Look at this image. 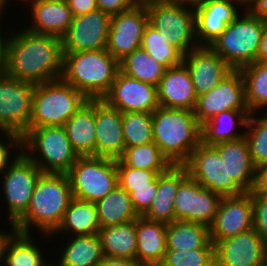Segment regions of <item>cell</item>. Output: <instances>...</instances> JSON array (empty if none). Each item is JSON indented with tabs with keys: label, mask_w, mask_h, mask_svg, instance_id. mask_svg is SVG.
<instances>
[{
	"label": "cell",
	"mask_w": 267,
	"mask_h": 266,
	"mask_svg": "<svg viewBox=\"0 0 267 266\" xmlns=\"http://www.w3.org/2000/svg\"><path fill=\"white\" fill-rule=\"evenodd\" d=\"M157 98L162 107L194 110L197 96L183 62L165 70L157 86Z\"/></svg>",
	"instance_id": "cell-23"
},
{
	"label": "cell",
	"mask_w": 267,
	"mask_h": 266,
	"mask_svg": "<svg viewBox=\"0 0 267 266\" xmlns=\"http://www.w3.org/2000/svg\"><path fill=\"white\" fill-rule=\"evenodd\" d=\"M101 229L95 202L72 198L56 233L74 236L98 234Z\"/></svg>",
	"instance_id": "cell-30"
},
{
	"label": "cell",
	"mask_w": 267,
	"mask_h": 266,
	"mask_svg": "<svg viewBox=\"0 0 267 266\" xmlns=\"http://www.w3.org/2000/svg\"><path fill=\"white\" fill-rule=\"evenodd\" d=\"M228 110H249L240 70H233L216 87L198 96L193 111L197 122L202 125L216 114Z\"/></svg>",
	"instance_id": "cell-14"
},
{
	"label": "cell",
	"mask_w": 267,
	"mask_h": 266,
	"mask_svg": "<svg viewBox=\"0 0 267 266\" xmlns=\"http://www.w3.org/2000/svg\"><path fill=\"white\" fill-rule=\"evenodd\" d=\"M141 48L166 69L183 62L184 55L149 23L143 32Z\"/></svg>",
	"instance_id": "cell-39"
},
{
	"label": "cell",
	"mask_w": 267,
	"mask_h": 266,
	"mask_svg": "<svg viewBox=\"0 0 267 266\" xmlns=\"http://www.w3.org/2000/svg\"><path fill=\"white\" fill-rule=\"evenodd\" d=\"M189 176L184 165H171L157 177V193L149 209L142 215L150 221L171 224L174 221V200L180 184Z\"/></svg>",
	"instance_id": "cell-24"
},
{
	"label": "cell",
	"mask_w": 267,
	"mask_h": 266,
	"mask_svg": "<svg viewBox=\"0 0 267 266\" xmlns=\"http://www.w3.org/2000/svg\"><path fill=\"white\" fill-rule=\"evenodd\" d=\"M167 224L147 220L142 216L136 219V260L143 266L160 264L166 253Z\"/></svg>",
	"instance_id": "cell-28"
},
{
	"label": "cell",
	"mask_w": 267,
	"mask_h": 266,
	"mask_svg": "<svg viewBox=\"0 0 267 266\" xmlns=\"http://www.w3.org/2000/svg\"><path fill=\"white\" fill-rule=\"evenodd\" d=\"M97 266H143L136 259L104 256Z\"/></svg>",
	"instance_id": "cell-51"
},
{
	"label": "cell",
	"mask_w": 267,
	"mask_h": 266,
	"mask_svg": "<svg viewBox=\"0 0 267 266\" xmlns=\"http://www.w3.org/2000/svg\"><path fill=\"white\" fill-rule=\"evenodd\" d=\"M125 148L153 142L152 114L145 112L122 113Z\"/></svg>",
	"instance_id": "cell-40"
},
{
	"label": "cell",
	"mask_w": 267,
	"mask_h": 266,
	"mask_svg": "<svg viewBox=\"0 0 267 266\" xmlns=\"http://www.w3.org/2000/svg\"><path fill=\"white\" fill-rule=\"evenodd\" d=\"M66 174L74 198L96 202L118 185L117 159L79 156Z\"/></svg>",
	"instance_id": "cell-9"
},
{
	"label": "cell",
	"mask_w": 267,
	"mask_h": 266,
	"mask_svg": "<svg viewBox=\"0 0 267 266\" xmlns=\"http://www.w3.org/2000/svg\"><path fill=\"white\" fill-rule=\"evenodd\" d=\"M255 114H250L247 123V132L245 137L250 149L251 160L257 167L267 163V116L255 117Z\"/></svg>",
	"instance_id": "cell-41"
},
{
	"label": "cell",
	"mask_w": 267,
	"mask_h": 266,
	"mask_svg": "<svg viewBox=\"0 0 267 266\" xmlns=\"http://www.w3.org/2000/svg\"><path fill=\"white\" fill-rule=\"evenodd\" d=\"M88 99L62 78L34 87L32 113L28 129L64 126Z\"/></svg>",
	"instance_id": "cell-6"
},
{
	"label": "cell",
	"mask_w": 267,
	"mask_h": 266,
	"mask_svg": "<svg viewBox=\"0 0 267 266\" xmlns=\"http://www.w3.org/2000/svg\"><path fill=\"white\" fill-rule=\"evenodd\" d=\"M10 233H7V232H4L1 231L0 232V266H2V248H3V244L7 238V236L9 235Z\"/></svg>",
	"instance_id": "cell-54"
},
{
	"label": "cell",
	"mask_w": 267,
	"mask_h": 266,
	"mask_svg": "<svg viewBox=\"0 0 267 266\" xmlns=\"http://www.w3.org/2000/svg\"><path fill=\"white\" fill-rule=\"evenodd\" d=\"M111 16L97 9L72 18L62 39V53L106 49Z\"/></svg>",
	"instance_id": "cell-15"
},
{
	"label": "cell",
	"mask_w": 267,
	"mask_h": 266,
	"mask_svg": "<svg viewBox=\"0 0 267 266\" xmlns=\"http://www.w3.org/2000/svg\"><path fill=\"white\" fill-rule=\"evenodd\" d=\"M73 17L97 10L96 0H66Z\"/></svg>",
	"instance_id": "cell-49"
},
{
	"label": "cell",
	"mask_w": 267,
	"mask_h": 266,
	"mask_svg": "<svg viewBox=\"0 0 267 266\" xmlns=\"http://www.w3.org/2000/svg\"><path fill=\"white\" fill-rule=\"evenodd\" d=\"M10 40H0V73H5L8 61V48Z\"/></svg>",
	"instance_id": "cell-53"
},
{
	"label": "cell",
	"mask_w": 267,
	"mask_h": 266,
	"mask_svg": "<svg viewBox=\"0 0 267 266\" xmlns=\"http://www.w3.org/2000/svg\"><path fill=\"white\" fill-rule=\"evenodd\" d=\"M148 24L145 5L111 16L106 50L119 62L135 49L141 48L142 36Z\"/></svg>",
	"instance_id": "cell-16"
},
{
	"label": "cell",
	"mask_w": 267,
	"mask_h": 266,
	"mask_svg": "<svg viewBox=\"0 0 267 266\" xmlns=\"http://www.w3.org/2000/svg\"><path fill=\"white\" fill-rule=\"evenodd\" d=\"M118 70L119 62L106 49L63 53L61 78L87 99H103Z\"/></svg>",
	"instance_id": "cell-4"
},
{
	"label": "cell",
	"mask_w": 267,
	"mask_h": 266,
	"mask_svg": "<svg viewBox=\"0 0 267 266\" xmlns=\"http://www.w3.org/2000/svg\"><path fill=\"white\" fill-rule=\"evenodd\" d=\"M119 159L128 167L156 171L159 174L171 166L154 142L127 147Z\"/></svg>",
	"instance_id": "cell-38"
},
{
	"label": "cell",
	"mask_w": 267,
	"mask_h": 266,
	"mask_svg": "<svg viewBox=\"0 0 267 266\" xmlns=\"http://www.w3.org/2000/svg\"><path fill=\"white\" fill-rule=\"evenodd\" d=\"M6 74L34 85L61 78L62 39L24 30L10 35Z\"/></svg>",
	"instance_id": "cell-1"
},
{
	"label": "cell",
	"mask_w": 267,
	"mask_h": 266,
	"mask_svg": "<svg viewBox=\"0 0 267 266\" xmlns=\"http://www.w3.org/2000/svg\"><path fill=\"white\" fill-rule=\"evenodd\" d=\"M97 8L113 16L131 9L135 4L132 0H96Z\"/></svg>",
	"instance_id": "cell-47"
},
{
	"label": "cell",
	"mask_w": 267,
	"mask_h": 266,
	"mask_svg": "<svg viewBox=\"0 0 267 266\" xmlns=\"http://www.w3.org/2000/svg\"><path fill=\"white\" fill-rule=\"evenodd\" d=\"M35 85L0 73V131L24 136L29 128Z\"/></svg>",
	"instance_id": "cell-11"
},
{
	"label": "cell",
	"mask_w": 267,
	"mask_h": 266,
	"mask_svg": "<svg viewBox=\"0 0 267 266\" xmlns=\"http://www.w3.org/2000/svg\"><path fill=\"white\" fill-rule=\"evenodd\" d=\"M8 1H10V0H0V15H2V13H4L2 11H5V8L7 7L5 5H7ZM0 20H1V18H0Z\"/></svg>",
	"instance_id": "cell-55"
},
{
	"label": "cell",
	"mask_w": 267,
	"mask_h": 266,
	"mask_svg": "<svg viewBox=\"0 0 267 266\" xmlns=\"http://www.w3.org/2000/svg\"><path fill=\"white\" fill-rule=\"evenodd\" d=\"M28 2V4L31 2V1H34V0H23V2Z\"/></svg>",
	"instance_id": "cell-58"
},
{
	"label": "cell",
	"mask_w": 267,
	"mask_h": 266,
	"mask_svg": "<svg viewBox=\"0 0 267 266\" xmlns=\"http://www.w3.org/2000/svg\"><path fill=\"white\" fill-rule=\"evenodd\" d=\"M78 156H96L95 99H88L63 126Z\"/></svg>",
	"instance_id": "cell-27"
},
{
	"label": "cell",
	"mask_w": 267,
	"mask_h": 266,
	"mask_svg": "<svg viewBox=\"0 0 267 266\" xmlns=\"http://www.w3.org/2000/svg\"><path fill=\"white\" fill-rule=\"evenodd\" d=\"M117 173L118 185L128 193L133 188L150 187L159 175L156 171L128 167L120 159H117Z\"/></svg>",
	"instance_id": "cell-43"
},
{
	"label": "cell",
	"mask_w": 267,
	"mask_h": 266,
	"mask_svg": "<svg viewBox=\"0 0 267 266\" xmlns=\"http://www.w3.org/2000/svg\"><path fill=\"white\" fill-rule=\"evenodd\" d=\"M153 142L171 165H184L201 142L194 111L159 106L152 113Z\"/></svg>",
	"instance_id": "cell-3"
},
{
	"label": "cell",
	"mask_w": 267,
	"mask_h": 266,
	"mask_svg": "<svg viewBox=\"0 0 267 266\" xmlns=\"http://www.w3.org/2000/svg\"><path fill=\"white\" fill-rule=\"evenodd\" d=\"M256 62L267 63V22H264V28L262 31L260 48H259Z\"/></svg>",
	"instance_id": "cell-52"
},
{
	"label": "cell",
	"mask_w": 267,
	"mask_h": 266,
	"mask_svg": "<svg viewBox=\"0 0 267 266\" xmlns=\"http://www.w3.org/2000/svg\"><path fill=\"white\" fill-rule=\"evenodd\" d=\"M145 7L148 23L183 55L199 47L195 35V14L192 1L154 0L145 4Z\"/></svg>",
	"instance_id": "cell-7"
},
{
	"label": "cell",
	"mask_w": 267,
	"mask_h": 266,
	"mask_svg": "<svg viewBox=\"0 0 267 266\" xmlns=\"http://www.w3.org/2000/svg\"><path fill=\"white\" fill-rule=\"evenodd\" d=\"M17 153L3 172L2 180L11 228L26 213L37 180L43 173L23 151Z\"/></svg>",
	"instance_id": "cell-10"
},
{
	"label": "cell",
	"mask_w": 267,
	"mask_h": 266,
	"mask_svg": "<svg viewBox=\"0 0 267 266\" xmlns=\"http://www.w3.org/2000/svg\"><path fill=\"white\" fill-rule=\"evenodd\" d=\"M22 151L43 173H67L79 157L63 126L27 129L22 137Z\"/></svg>",
	"instance_id": "cell-5"
},
{
	"label": "cell",
	"mask_w": 267,
	"mask_h": 266,
	"mask_svg": "<svg viewBox=\"0 0 267 266\" xmlns=\"http://www.w3.org/2000/svg\"><path fill=\"white\" fill-rule=\"evenodd\" d=\"M245 7L253 16L267 22V0H248Z\"/></svg>",
	"instance_id": "cell-50"
},
{
	"label": "cell",
	"mask_w": 267,
	"mask_h": 266,
	"mask_svg": "<svg viewBox=\"0 0 267 266\" xmlns=\"http://www.w3.org/2000/svg\"><path fill=\"white\" fill-rule=\"evenodd\" d=\"M6 137L8 143L6 144L4 141L0 140V174L3 173L9 166V164L15 159L16 156L13 158L11 156V149H16L18 151L22 150V138L14 133L10 132H2ZM16 147V148H15Z\"/></svg>",
	"instance_id": "cell-46"
},
{
	"label": "cell",
	"mask_w": 267,
	"mask_h": 266,
	"mask_svg": "<svg viewBox=\"0 0 267 266\" xmlns=\"http://www.w3.org/2000/svg\"><path fill=\"white\" fill-rule=\"evenodd\" d=\"M214 246L215 266H267V244L254 228Z\"/></svg>",
	"instance_id": "cell-18"
},
{
	"label": "cell",
	"mask_w": 267,
	"mask_h": 266,
	"mask_svg": "<svg viewBox=\"0 0 267 266\" xmlns=\"http://www.w3.org/2000/svg\"><path fill=\"white\" fill-rule=\"evenodd\" d=\"M163 266H215V248L166 251Z\"/></svg>",
	"instance_id": "cell-42"
},
{
	"label": "cell",
	"mask_w": 267,
	"mask_h": 266,
	"mask_svg": "<svg viewBox=\"0 0 267 266\" xmlns=\"http://www.w3.org/2000/svg\"><path fill=\"white\" fill-rule=\"evenodd\" d=\"M228 169L232 179L244 192H250L254 182L256 166L251 160L250 149L245 136L213 145Z\"/></svg>",
	"instance_id": "cell-26"
},
{
	"label": "cell",
	"mask_w": 267,
	"mask_h": 266,
	"mask_svg": "<svg viewBox=\"0 0 267 266\" xmlns=\"http://www.w3.org/2000/svg\"><path fill=\"white\" fill-rule=\"evenodd\" d=\"M196 96L216 87L233 69L209 46H199L183 56Z\"/></svg>",
	"instance_id": "cell-21"
},
{
	"label": "cell",
	"mask_w": 267,
	"mask_h": 266,
	"mask_svg": "<svg viewBox=\"0 0 267 266\" xmlns=\"http://www.w3.org/2000/svg\"><path fill=\"white\" fill-rule=\"evenodd\" d=\"M135 5H145L147 3H150L154 0H132Z\"/></svg>",
	"instance_id": "cell-56"
},
{
	"label": "cell",
	"mask_w": 267,
	"mask_h": 266,
	"mask_svg": "<svg viewBox=\"0 0 267 266\" xmlns=\"http://www.w3.org/2000/svg\"><path fill=\"white\" fill-rule=\"evenodd\" d=\"M250 114L249 110H228L216 114L201 125V142L215 145L245 136V131L238 133L235 130L237 125L247 127Z\"/></svg>",
	"instance_id": "cell-29"
},
{
	"label": "cell",
	"mask_w": 267,
	"mask_h": 266,
	"mask_svg": "<svg viewBox=\"0 0 267 266\" xmlns=\"http://www.w3.org/2000/svg\"><path fill=\"white\" fill-rule=\"evenodd\" d=\"M151 266H163V265L160 263V264H155V265H151Z\"/></svg>",
	"instance_id": "cell-59"
},
{
	"label": "cell",
	"mask_w": 267,
	"mask_h": 266,
	"mask_svg": "<svg viewBox=\"0 0 267 266\" xmlns=\"http://www.w3.org/2000/svg\"><path fill=\"white\" fill-rule=\"evenodd\" d=\"M184 166L192 179L222 197L244 193L232 179H228L226 163L213 145L200 142Z\"/></svg>",
	"instance_id": "cell-12"
},
{
	"label": "cell",
	"mask_w": 267,
	"mask_h": 266,
	"mask_svg": "<svg viewBox=\"0 0 267 266\" xmlns=\"http://www.w3.org/2000/svg\"><path fill=\"white\" fill-rule=\"evenodd\" d=\"M1 23V22H0ZM1 27V26H0ZM5 38V39H4ZM0 40H10V37L9 36H7V38H6V36L4 37V36H2V29H0Z\"/></svg>",
	"instance_id": "cell-57"
},
{
	"label": "cell",
	"mask_w": 267,
	"mask_h": 266,
	"mask_svg": "<svg viewBox=\"0 0 267 266\" xmlns=\"http://www.w3.org/2000/svg\"><path fill=\"white\" fill-rule=\"evenodd\" d=\"M71 240L63 248L58 266H97L101 262L104 253L98 234L72 236Z\"/></svg>",
	"instance_id": "cell-35"
},
{
	"label": "cell",
	"mask_w": 267,
	"mask_h": 266,
	"mask_svg": "<svg viewBox=\"0 0 267 266\" xmlns=\"http://www.w3.org/2000/svg\"><path fill=\"white\" fill-rule=\"evenodd\" d=\"M98 235L104 256L136 259V219L118 225L103 227Z\"/></svg>",
	"instance_id": "cell-33"
},
{
	"label": "cell",
	"mask_w": 267,
	"mask_h": 266,
	"mask_svg": "<svg viewBox=\"0 0 267 266\" xmlns=\"http://www.w3.org/2000/svg\"><path fill=\"white\" fill-rule=\"evenodd\" d=\"M263 114L267 116V108H266V110H264Z\"/></svg>",
	"instance_id": "cell-60"
},
{
	"label": "cell",
	"mask_w": 267,
	"mask_h": 266,
	"mask_svg": "<svg viewBox=\"0 0 267 266\" xmlns=\"http://www.w3.org/2000/svg\"><path fill=\"white\" fill-rule=\"evenodd\" d=\"M222 196L204 188L188 176L179 186L174 200V221L182 220L210 227Z\"/></svg>",
	"instance_id": "cell-13"
},
{
	"label": "cell",
	"mask_w": 267,
	"mask_h": 266,
	"mask_svg": "<svg viewBox=\"0 0 267 266\" xmlns=\"http://www.w3.org/2000/svg\"><path fill=\"white\" fill-rule=\"evenodd\" d=\"M166 251L215 248L208 226L175 220L166 227Z\"/></svg>",
	"instance_id": "cell-31"
},
{
	"label": "cell",
	"mask_w": 267,
	"mask_h": 266,
	"mask_svg": "<svg viewBox=\"0 0 267 266\" xmlns=\"http://www.w3.org/2000/svg\"><path fill=\"white\" fill-rule=\"evenodd\" d=\"M239 70L243 76L250 113L254 114L261 108L264 110L267 107V63L254 62Z\"/></svg>",
	"instance_id": "cell-37"
},
{
	"label": "cell",
	"mask_w": 267,
	"mask_h": 266,
	"mask_svg": "<svg viewBox=\"0 0 267 266\" xmlns=\"http://www.w3.org/2000/svg\"><path fill=\"white\" fill-rule=\"evenodd\" d=\"M245 11L209 45L233 70L256 62L260 48L264 21Z\"/></svg>",
	"instance_id": "cell-8"
},
{
	"label": "cell",
	"mask_w": 267,
	"mask_h": 266,
	"mask_svg": "<svg viewBox=\"0 0 267 266\" xmlns=\"http://www.w3.org/2000/svg\"><path fill=\"white\" fill-rule=\"evenodd\" d=\"M157 193V179L150 183V187L133 188L129 193L134 210L142 216L150 207Z\"/></svg>",
	"instance_id": "cell-45"
},
{
	"label": "cell",
	"mask_w": 267,
	"mask_h": 266,
	"mask_svg": "<svg viewBox=\"0 0 267 266\" xmlns=\"http://www.w3.org/2000/svg\"><path fill=\"white\" fill-rule=\"evenodd\" d=\"M10 231L2 248V266H50L30 234Z\"/></svg>",
	"instance_id": "cell-32"
},
{
	"label": "cell",
	"mask_w": 267,
	"mask_h": 266,
	"mask_svg": "<svg viewBox=\"0 0 267 266\" xmlns=\"http://www.w3.org/2000/svg\"><path fill=\"white\" fill-rule=\"evenodd\" d=\"M30 4L33 20L27 31L59 38L67 33L73 16L66 0H34Z\"/></svg>",
	"instance_id": "cell-25"
},
{
	"label": "cell",
	"mask_w": 267,
	"mask_h": 266,
	"mask_svg": "<svg viewBox=\"0 0 267 266\" xmlns=\"http://www.w3.org/2000/svg\"><path fill=\"white\" fill-rule=\"evenodd\" d=\"M96 156L119 159L125 151L122 113L95 99Z\"/></svg>",
	"instance_id": "cell-22"
},
{
	"label": "cell",
	"mask_w": 267,
	"mask_h": 266,
	"mask_svg": "<svg viewBox=\"0 0 267 266\" xmlns=\"http://www.w3.org/2000/svg\"><path fill=\"white\" fill-rule=\"evenodd\" d=\"M251 195L267 196V163L256 167Z\"/></svg>",
	"instance_id": "cell-48"
},
{
	"label": "cell",
	"mask_w": 267,
	"mask_h": 266,
	"mask_svg": "<svg viewBox=\"0 0 267 266\" xmlns=\"http://www.w3.org/2000/svg\"><path fill=\"white\" fill-rule=\"evenodd\" d=\"M253 228V204L250 192L223 196L209 227L210 240L217 242Z\"/></svg>",
	"instance_id": "cell-19"
},
{
	"label": "cell",
	"mask_w": 267,
	"mask_h": 266,
	"mask_svg": "<svg viewBox=\"0 0 267 266\" xmlns=\"http://www.w3.org/2000/svg\"><path fill=\"white\" fill-rule=\"evenodd\" d=\"M73 198L66 173H42L35 185L26 213L12 226L14 231L31 234L32 226L51 238L62 222ZM50 235V236H49Z\"/></svg>",
	"instance_id": "cell-2"
},
{
	"label": "cell",
	"mask_w": 267,
	"mask_h": 266,
	"mask_svg": "<svg viewBox=\"0 0 267 266\" xmlns=\"http://www.w3.org/2000/svg\"><path fill=\"white\" fill-rule=\"evenodd\" d=\"M95 204L101 228L123 224L139 217L133 208L129 193L119 185Z\"/></svg>",
	"instance_id": "cell-34"
},
{
	"label": "cell",
	"mask_w": 267,
	"mask_h": 266,
	"mask_svg": "<svg viewBox=\"0 0 267 266\" xmlns=\"http://www.w3.org/2000/svg\"><path fill=\"white\" fill-rule=\"evenodd\" d=\"M103 100L121 113L152 114L158 107L157 87L130 77L118 70L110 91Z\"/></svg>",
	"instance_id": "cell-17"
},
{
	"label": "cell",
	"mask_w": 267,
	"mask_h": 266,
	"mask_svg": "<svg viewBox=\"0 0 267 266\" xmlns=\"http://www.w3.org/2000/svg\"><path fill=\"white\" fill-rule=\"evenodd\" d=\"M242 0H196L193 2L195 14V35L199 46H209L240 14L238 5Z\"/></svg>",
	"instance_id": "cell-20"
},
{
	"label": "cell",
	"mask_w": 267,
	"mask_h": 266,
	"mask_svg": "<svg viewBox=\"0 0 267 266\" xmlns=\"http://www.w3.org/2000/svg\"><path fill=\"white\" fill-rule=\"evenodd\" d=\"M119 70L142 82L158 86L166 68L144 49L138 48L119 61Z\"/></svg>",
	"instance_id": "cell-36"
},
{
	"label": "cell",
	"mask_w": 267,
	"mask_h": 266,
	"mask_svg": "<svg viewBox=\"0 0 267 266\" xmlns=\"http://www.w3.org/2000/svg\"><path fill=\"white\" fill-rule=\"evenodd\" d=\"M253 204V228L267 244V196L251 195Z\"/></svg>",
	"instance_id": "cell-44"
}]
</instances>
